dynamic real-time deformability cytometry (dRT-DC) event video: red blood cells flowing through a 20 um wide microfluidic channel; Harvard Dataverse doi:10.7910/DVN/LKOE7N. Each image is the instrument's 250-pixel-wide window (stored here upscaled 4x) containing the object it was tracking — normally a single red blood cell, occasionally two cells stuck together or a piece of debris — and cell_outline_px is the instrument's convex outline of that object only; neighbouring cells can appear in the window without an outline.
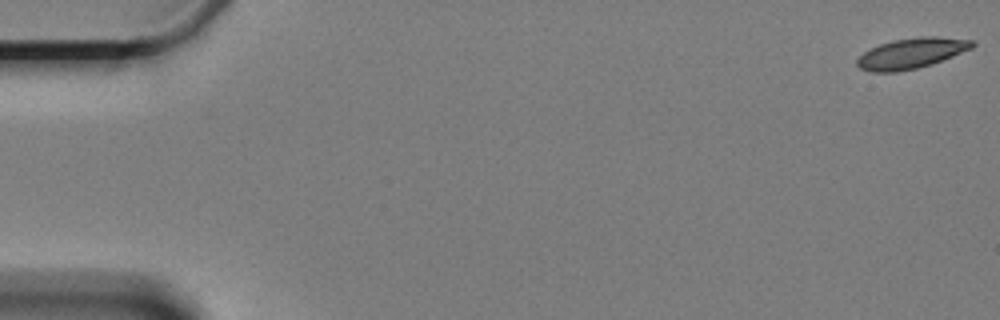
{"species": "Egyptian fruit bat (a non-hibernating species)", "species_latin": "Rousettus aegyptiacus", "temperature_condition": "cold", "stored_images_in_passage": 60, "camera_frame_rate_fps": 3000, "um_per_image_px": 0.085, "animal": {"sex": "female"}, "frame": {"image": 1, "passage_image": 1, "time_ms": 0.0, "image_size_px": [1000, 320], "cell_outline_px": [[976, 44], [972, 48], [932, 64], [916, 68], [896, 72], [872, 72], [860, 68], [856, 64], [856, 60], [864, 52], [880, 44], [892, 40], [920, 36], [936, 36], [972, 40]], "centroid_in_image_um": [77.47, 4.52], "position_along_channel_um": 7.5, "area_um2": 20.35}}
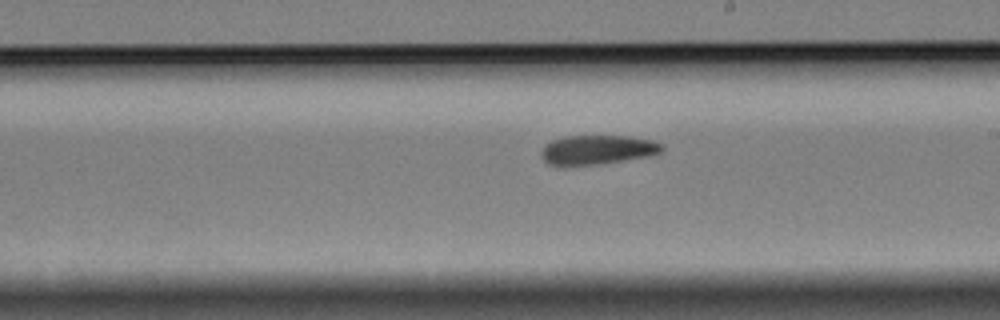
{"frame": {"image": 2, "passage_image": 35, "time_ms": 11.333, "image_size_px": [1000, 320], "cell_outline_px": [[664, 148], [660, 152], [644, 156], [596, 164], [564, 168], [548, 164], [540, 156], [540, 152], [552, 140], [564, 136], [628, 136], [652, 140], [660, 144]], "centroid_in_image_um": [50.67, 12.75], "position_along_channel_um": 238.3, "area_um2": 20.58}}
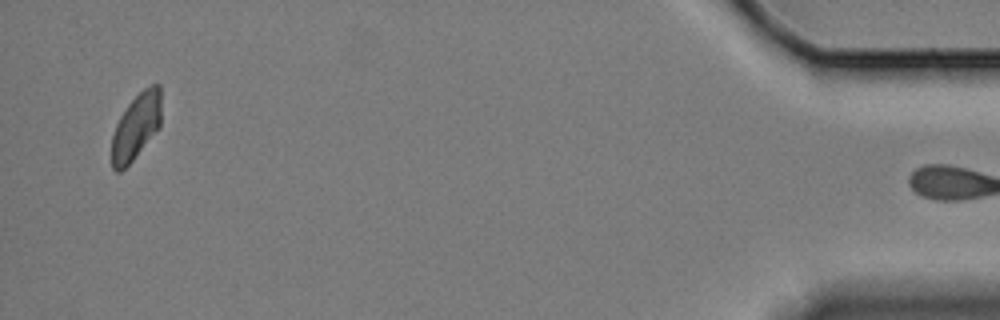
{"frame": {"image": 3, "passage_image": 59, "time_ms": 19.333, "image_size_px": [1000, 320], "cell_outline_px": [[160, 124], [132, 160], [120, 172], [116, 172], [112, 168], [112, 136], [116, 124], [120, 116], [128, 104], [144, 88], [152, 84], [160, 84]], "centroid_in_image_um": [11.54, 10.74], "position_along_channel_um": 423.7, "area_um2": 18.5}}